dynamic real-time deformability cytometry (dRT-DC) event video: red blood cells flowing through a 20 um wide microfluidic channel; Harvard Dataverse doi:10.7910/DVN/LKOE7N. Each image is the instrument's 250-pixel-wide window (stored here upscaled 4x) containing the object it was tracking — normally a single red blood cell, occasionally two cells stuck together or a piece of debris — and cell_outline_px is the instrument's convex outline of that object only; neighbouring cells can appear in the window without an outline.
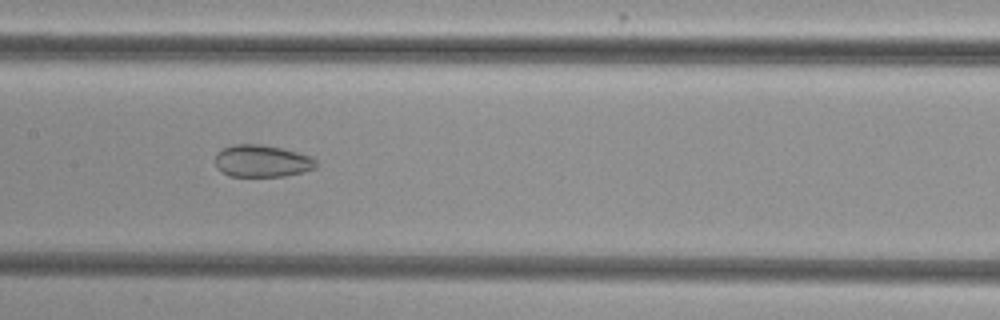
{"species": "common noctule bat (a hibernating species)", "species_latin": "Nyctalus noctula", "temperature_condition": "cold", "stored_images_in_passage": 47, "camera_frame_rate_fps": 3000, "um_per_image_px": 0.085, "animal": {"sex": "female", "body_mass_g": 29.2, "forearm_length_mm": 56.3}, "frame": {"image": 1, "passage_image": 21, "time_ms": 6.667, "image_size_px": [1000, 320], "cell_outline_px": [[316, 168], [304, 172], [284, 176], [228, 176], [216, 168], [216, 152], [224, 148], [236, 144], [260, 144], [280, 148], [312, 156], [316, 160]], "centroid_in_image_um": [22.27, 13.69], "position_along_channel_um": 185.1, "area_um2": 18.9}}
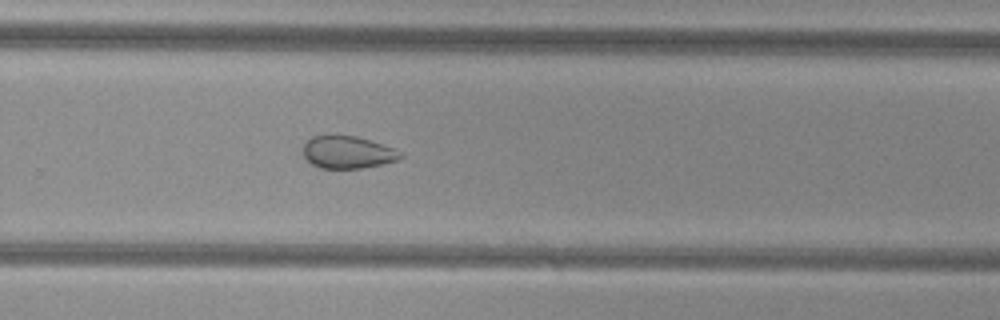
{"frame": {"image": 2, "passage_image": 30, "time_ms": 9.667, "image_size_px": [1000, 320], "cell_outline_px": [[404, 156], [400, 160], [384, 164], [360, 168], [320, 168], [312, 164], [304, 156], [304, 144], [312, 136], [332, 132], [356, 136], [396, 148]], "centroid_in_image_um": [29.56, 12.9], "position_along_channel_um": 300.2, "area_um2": 18.96}}
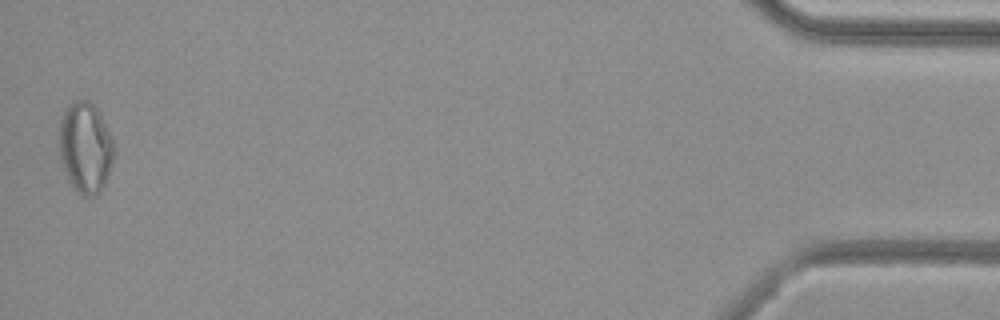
{"frame": {"image": 3, "passage_image": 47, "time_ms": 15.333, "image_size_px": [1000, 320], "cell_outline_px": [[116, 152], [108, 176], [100, 192], [96, 196], [84, 196], [68, 180], [60, 160], [60, 116], [64, 108], [72, 100], [88, 100], [96, 108], [112, 136]], "centroid_in_image_um": [7.27, 12.52], "position_along_channel_um": 427.9, "area_um2": 29.19}, "authors_computed_cell_mechanics": {"area_um2": 23.409, "velocity_mm_per_s": 3.8525, "shape_relaxation_time_tau1_ms": null, "shape_relaxation_time_tau2_ms": 3.8643, "deformation_change_tau1": null, "deformation_change_tau2": 0.0893}}